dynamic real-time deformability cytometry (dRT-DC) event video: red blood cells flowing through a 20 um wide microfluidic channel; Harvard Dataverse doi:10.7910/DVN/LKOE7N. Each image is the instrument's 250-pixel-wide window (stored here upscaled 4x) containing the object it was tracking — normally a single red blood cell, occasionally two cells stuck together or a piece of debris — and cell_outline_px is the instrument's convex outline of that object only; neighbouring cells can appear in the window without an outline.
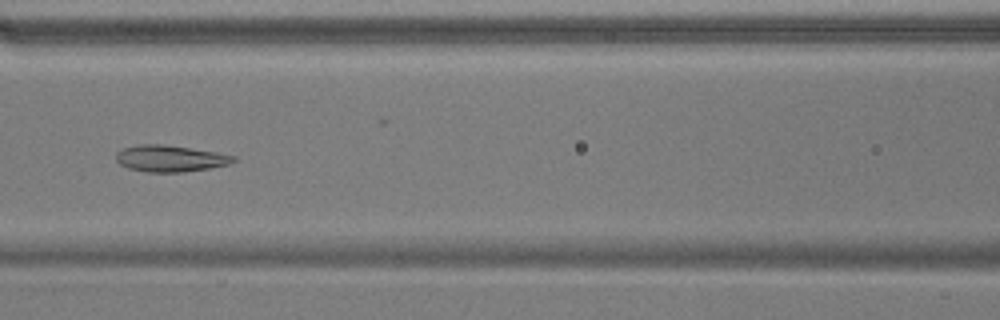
{"species": "common noctule bat (a hibernating species)", "species_latin": "Nyctalus noctula", "temperature_condition": "warm", "stored_images_in_passage": 54, "camera_frame_rate_fps": 3000, "um_per_image_px": 0.085, "animal": {"sex": "male", "body_mass_g": 17.9}, "frame": {"image": 1, "passage_image": 24, "time_ms": 7.667, "image_size_px": [1000, 320], "cell_outline_px": [[236, 160], [228, 164], [208, 168], [184, 172], [148, 172], [128, 168], [120, 164], [116, 160], [116, 152], [124, 148], [140, 144], [160, 144], [216, 152], [236, 156]], "centroid_in_image_um": [14.44, 13.47], "position_along_channel_um": 152.2, "area_um2": 17.92}}
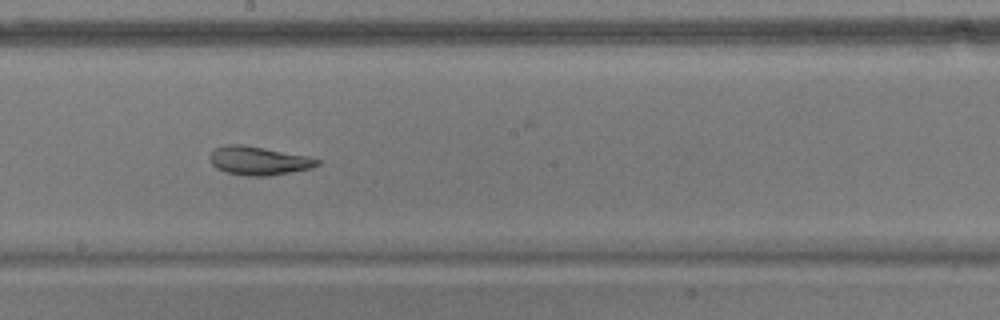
{"frame": {"image": 2, "passage_image": 30, "time_ms": 9.667, "image_size_px": [1000, 320], "cell_outline_px": [[320, 164], [312, 168], [268, 176], [248, 176], [224, 172], [216, 168], [212, 164], [212, 152], [216, 148], [228, 144], [244, 144], [308, 156], [320, 160]], "centroid_in_image_um": [22.01, 13.66], "position_along_channel_um": 226.2, "area_um2": 17.8}}
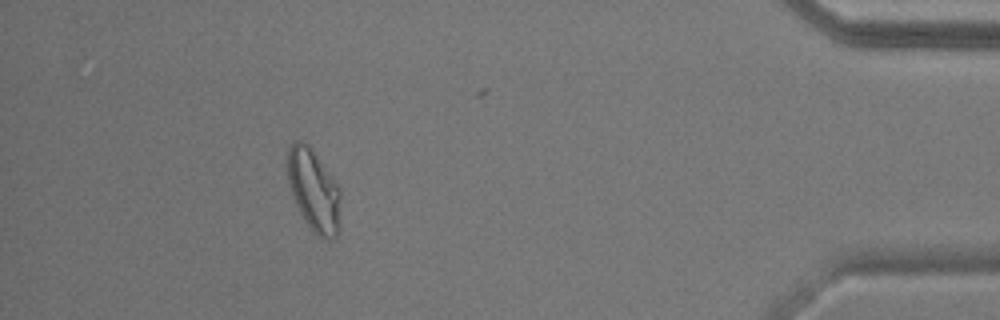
{"frame": {"image": 3, "passage_image": 49, "time_ms": 16.0, "image_size_px": [1000, 320], "cell_outline_px": [[340, 228], [336, 236], [328, 240], [324, 240], [312, 232], [304, 220], [292, 196], [288, 184], [288, 148], [296, 140], [300, 140], [308, 144], [312, 148], [340, 188]], "centroid_in_image_um": [26.68, 16.22], "position_along_channel_um": 408.5, "area_um2": 25.66}, "authors_computed_cell_mechanics": {"area_um2": 22.7732, "velocity_mm_per_s": 3.7158, "shape_relaxation_time_tau1_ms": 10.7552, "shape_relaxation_time_tau2_ms": 1.8801, "deformation_change_tau1": 0.2012, "deformation_change_tau2": 0.0795}}